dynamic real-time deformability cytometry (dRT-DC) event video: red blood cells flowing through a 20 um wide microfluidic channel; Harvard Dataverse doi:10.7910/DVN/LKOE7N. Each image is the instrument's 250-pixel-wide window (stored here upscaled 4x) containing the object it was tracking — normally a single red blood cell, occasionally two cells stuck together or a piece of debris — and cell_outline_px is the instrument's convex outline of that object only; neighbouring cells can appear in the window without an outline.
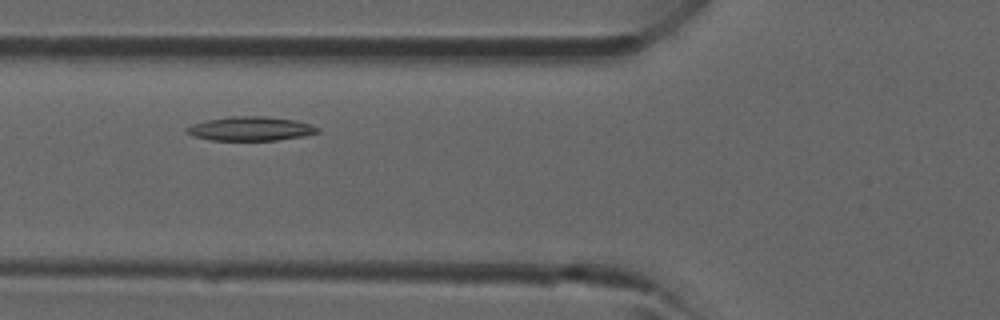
{"species": "common noctule bat (a hibernating species)", "species_latin": "Nyctalus noctula", "temperature_condition": "room temperature", "stored_images_in_passage": 3, "camera_frame_rate_fps": 3000, "um_per_image_px": 0.085, "animal": {"sex": "male", "forearm_length_mm": 52.5}, "frame": {"image": 1, "passage_image": 3, "time_ms": 2.333, "image_size_px": [1000, 320], "cell_outline_px": [[320, 132], [300, 136], [276, 140], [212, 140], [192, 136], [184, 132], [184, 128], [192, 124], [208, 120], [228, 116], [264, 116], [296, 120], [320, 128]], "centroid_in_image_um": [21.24, 10.93], "position_along_channel_um": 104.6, "area_um2": 18.32}}